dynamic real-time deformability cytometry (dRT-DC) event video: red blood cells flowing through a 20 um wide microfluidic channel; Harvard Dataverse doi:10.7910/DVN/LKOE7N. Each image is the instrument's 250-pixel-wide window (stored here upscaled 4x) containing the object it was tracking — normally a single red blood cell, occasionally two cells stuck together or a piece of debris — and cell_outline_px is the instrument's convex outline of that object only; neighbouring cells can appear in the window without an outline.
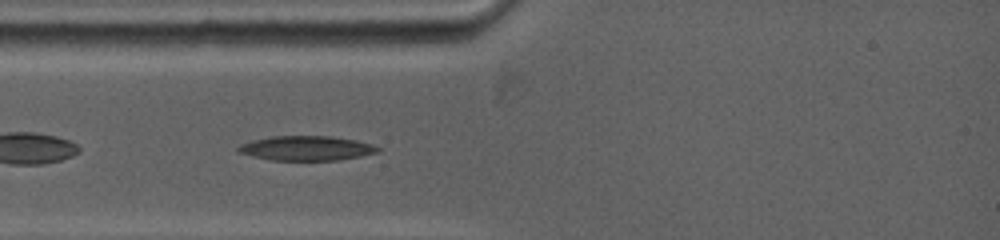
{"species": "common noctule bat (a hibernating species)", "species_latin": "Nyctalus noctula", "temperature_condition": "warm", "stored_images_in_passage": 100, "camera_frame_rate_fps": 5000, "um_per_image_px": 0.085, "animal": {"sex": "female", "body_mass_g": 19.0, "forearm_length_mm": 53.3}, "frame": {"image": 1, "passage_image": 9, "time_ms": 1.0, "image_size_px": [1000, 240], "cell_outline_px": [[380, 152], [340, 160], [272, 160], [252, 156], [240, 152], [236, 148], [252, 140], [272, 136], [332, 136], [356, 140], [372, 144], [380, 148]], "centroid_in_image_um": [26.1, 12.6], "position_along_channel_um": 58.9, "area_um2": 19.88}}
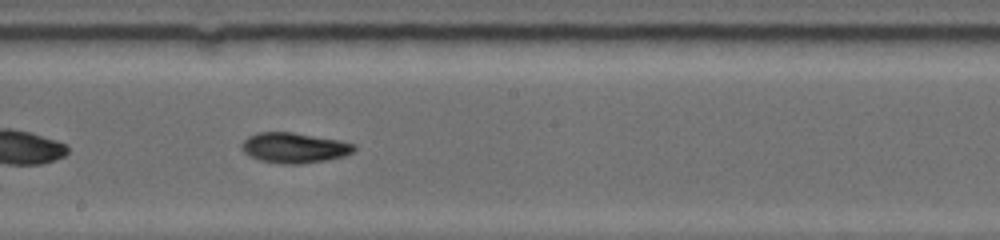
{"frame": {"image": 2, "passage_image": 44, "time_ms": 5.2, "image_size_px": [1000, 240], "cell_outline_px": [[356, 148], [352, 152], [344, 156], [324, 160], [300, 164], [280, 164], [260, 160], [244, 152], [240, 148], [240, 144], [248, 136], [256, 132], [292, 132], [336, 140], [356, 144]], "centroid_in_image_um": [24.97, 12.56], "position_along_channel_um": 223.2, "area_um2": 19.71}}
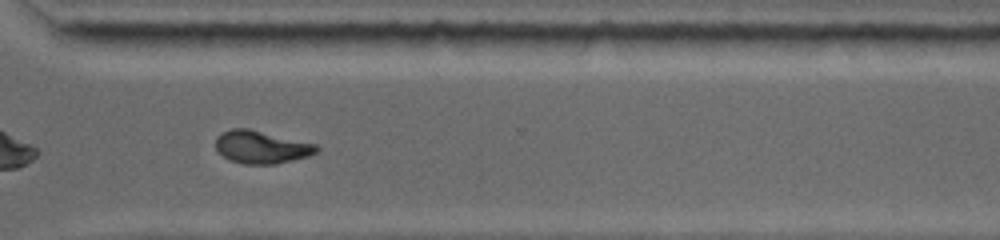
{"frame": {"image": 3, "passage_image": 71, "time_ms": 8.4, "image_size_px": [1000, 240], "cell_outline_px": [[320, 148], [316, 152], [308, 156], [276, 164], [244, 164], [228, 160], [216, 148], [216, 136], [232, 128], [248, 128], [316, 144]], "centroid_in_image_um": [22.21, 12.5], "position_along_channel_um": 348.4, "area_um2": 19.13}, "authors_computed_cell_mechanics": {"area_um2": 19.1318, "velocity_mm_per_s": 3.9063, "shape_relaxation_time_tau1_ms": 8.4579, "shape_relaxation_time_tau2_ms": 6.1436, "deformation_change_tau1": 0.2592, "deformation_change_tau2": 0.1196}}